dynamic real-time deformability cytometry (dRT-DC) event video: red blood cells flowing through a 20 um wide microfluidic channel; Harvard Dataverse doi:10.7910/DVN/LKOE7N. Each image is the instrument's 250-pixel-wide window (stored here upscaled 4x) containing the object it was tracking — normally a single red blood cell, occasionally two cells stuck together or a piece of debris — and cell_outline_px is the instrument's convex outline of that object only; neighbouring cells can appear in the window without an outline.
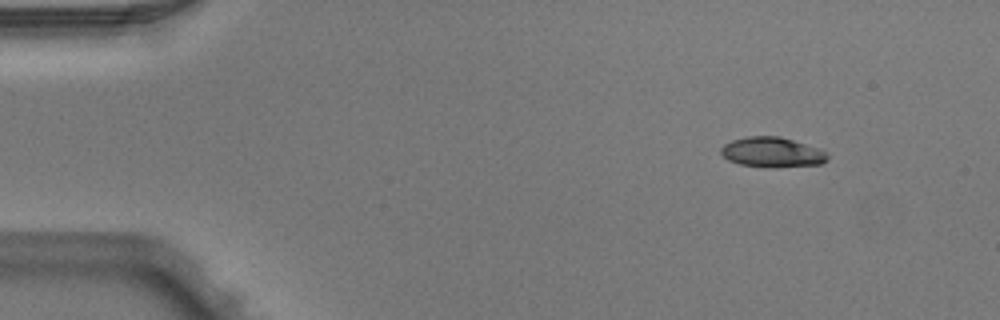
{"species": "Egyptian fruit bat (a non-hibernating species)", "species_latin": "Rousettus aegyptiacus", "temperature_condition": "warm", "stored_images_in_passage": 4, "camera_frame_rate_fps": 3000, "um_per_image_px": 0.085, "animal": {"sex": "male"}, "frame": {"image": 1, "passage_image": 1, "time_ms": 0.0, "image_size_px": [1000, 320], "cell_outline_px": [[828, 160], [820, 164], [768, 168], [740, 164], [728, 160], [720, 152], [720, 148], [724, 144], [732, 140], [748, 136], [780, 136], [820, 148], [828, 152]], "centroid_in_image_um": [65.65, 12.94], "position_along_channel_um": 19.3, "area_um2": 18.84}}
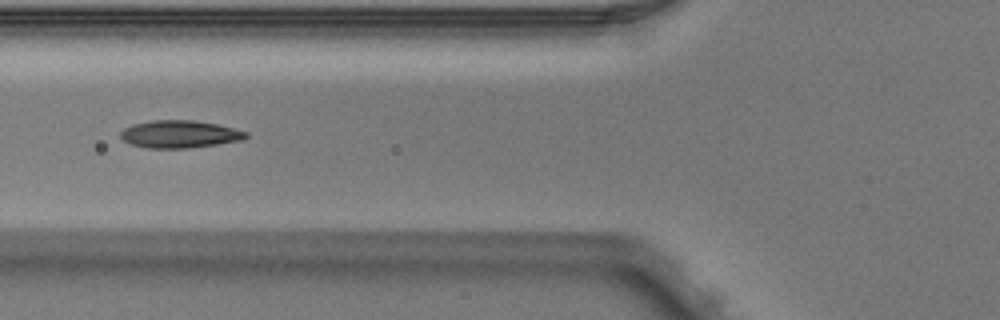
{"frame": {"image": 2, "passage_image": 4, "time_ms": 1.0, "image_size_px": [1000, 320], "cell_outline_px": [[248, 136], [244, 140], [188, 148], [148, 148], [132, 144], [124, 140], [120, 136], [120, 132], [124, 128], [132, 124], [152, 120], [192, 120], [216, 124], [248, 132]], "centroid_in_image_um": [15.27, 11.4], "position_along_channel_um": 110.5, "area_um2": 20.0}}